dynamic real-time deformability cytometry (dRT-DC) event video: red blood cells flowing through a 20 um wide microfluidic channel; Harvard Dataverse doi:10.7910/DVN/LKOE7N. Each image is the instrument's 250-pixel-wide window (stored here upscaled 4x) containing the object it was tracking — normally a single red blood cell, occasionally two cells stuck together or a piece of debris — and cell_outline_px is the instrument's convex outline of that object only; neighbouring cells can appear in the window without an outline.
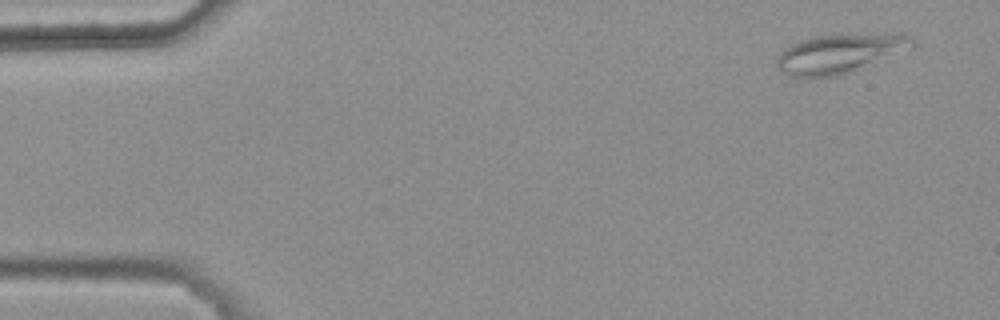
{"species": "common noctule bat (a hibernating species)", "species_latin": "Nyctalus noctula", "temperature_condition": "warm", "stored_images_in_passage": 5, "camera_frame_rate_fps": 3000, "um_per_image_px": 0.085, "animal": {"sex": "female", "body_mass_g": 25.1}, "frame": {"image": 1, "passage_image": 1, "time_ms": 0.0, "image_size_px": [1000, 320], "cell_outline_px": [[916, 44], [912, 48], [852, 72], [836, 76], [788, 76], [780, 72], [776, 68], [776, 60], [780, 52], [784, 48], [800, 40], [816, 36], [840, 32], [904, 32], [912, 36], [916, 40]], "centroid_in_image_um": [71.46, 4.48], "position_along_channel_um": 13.5, "area_um2": 32.25}}
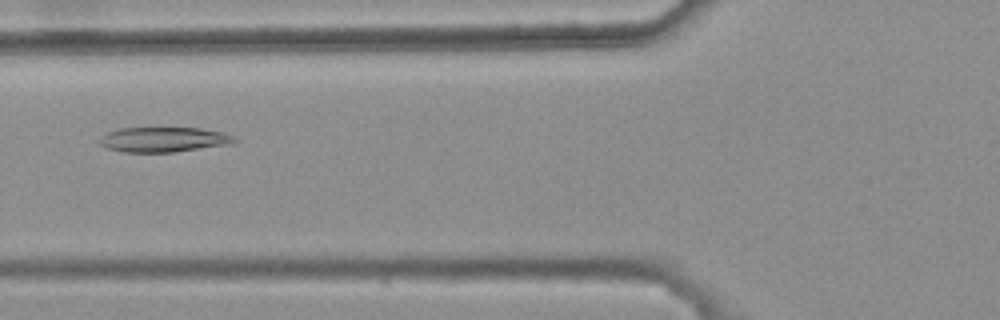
{"frame": {"image": 2, "passage_image": 5, "time_ms": 1.333, "image_size_px": [1000, 320], "cell_outline_px": [[240, 140], [232, 144], [172, 152], [124, 152], [108, 148], [100, 144], [96, 140], [100, 136], [108, 132], [120, 128], [200, 128], [220, 132], [232, 136]], "centroid_in_image_um": [13.88, 11.86], "position_along_channel_um": 111.9, "area_um2": 19.59}}